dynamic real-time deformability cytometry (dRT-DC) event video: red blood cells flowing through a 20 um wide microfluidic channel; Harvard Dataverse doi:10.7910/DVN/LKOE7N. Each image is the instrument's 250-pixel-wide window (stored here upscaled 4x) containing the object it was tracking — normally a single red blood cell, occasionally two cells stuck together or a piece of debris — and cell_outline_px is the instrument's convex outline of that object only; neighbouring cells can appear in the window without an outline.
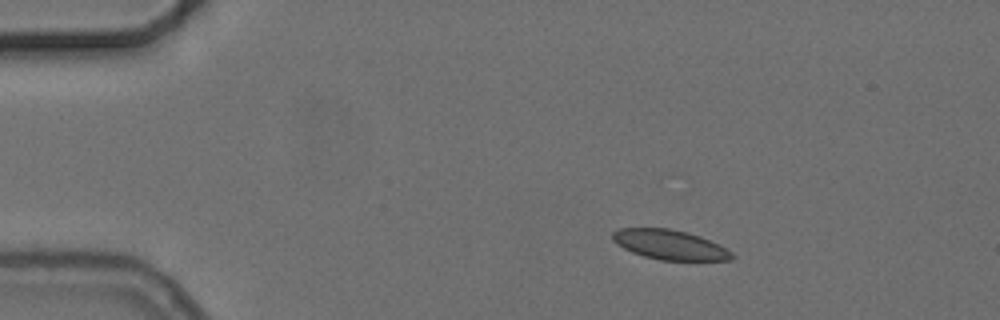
{"species": "common noctule bat (a hibernating species)", "species_latin": "Nyctalus noctula", "temperature_condition": "cold", "stored_images_in_passage": 47, "camera_frame_rate_fps": 3000, "um_per_image_px": 0.085, "animal": {"sex": "female", "body_mass_g": 24.6, "forearm_length_mm": 56.2}, "frame": {"image": 1, "passage_image": 1, "time_ms": 0.0, "image_size_px": [1000, 320], "cell_outline_px": [[736, 256], [732, 260], [660, 260], [644, 256], [632, 252], [616, 244], [612, 240], [612, 232], [620, 228], [668, 228], [688, 232], [700, 236], [720, 244], [732, 252]], "centroid_in_image_um": [56.95, 20.8], "position_along_channel_um": 28.0, "area_um2": 20.81}}
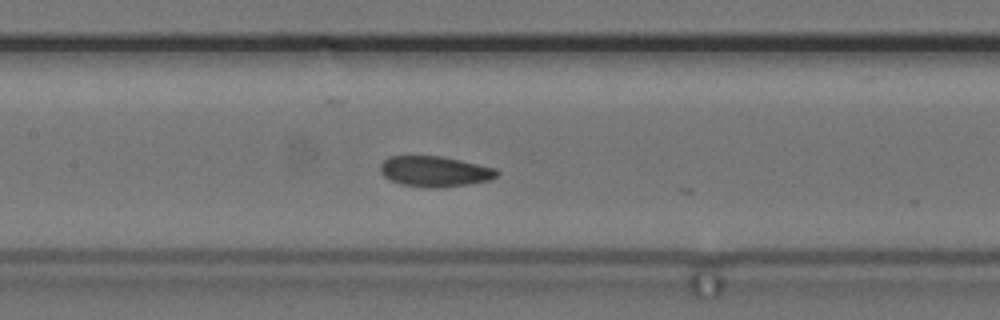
{"frame": {"image": 2, "passage_image": 18, "time_ms": 5.667, "image_size_px": [1000, 320], "cell_outline_px": [[500, 172], [492, 180], [436, 188], [428, 188], [400, 184], [384, 176], [380, 172], [380, 164], [388, 156], [440, 156], [460, 160], [496, 168]], "centroid_in_image_um": [36.94, 14.56], "position_along_channel_um": 170.5, "area_um2": 20.69}}
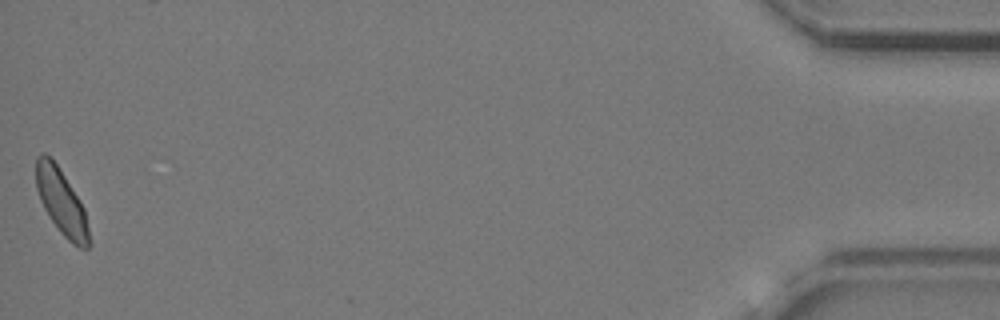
{"frame": {"image": 3, "passage_image": 47, "time_ms": 15.333, "image_size_px": [1000, 320], "cell_outline_px": [[88, 248], [80, 248], [72, 244], [60, 232], [48, 216], [40, 200], [36, 188], [36, 156], [40, 152], [44, 152], [56, 164], [80, 200], [84, 208], [88, 228]], "centroid_in_image_um": [5.19, 17.15], "position_along_channel_um": 430.0, "area_um2": 19.94}, "authors_computed_cell_mechanics": {"area_um2": 20.6924, "velocity_mm_per_s": 3.6968, "shape_relaxation_time_tau1_ms": 4.7042, "shape_relaxation_time_tau2_ms": 3.7663, "deformation_change_tau1": 0.0726, "deformation_change_tau2": 0.0927}}